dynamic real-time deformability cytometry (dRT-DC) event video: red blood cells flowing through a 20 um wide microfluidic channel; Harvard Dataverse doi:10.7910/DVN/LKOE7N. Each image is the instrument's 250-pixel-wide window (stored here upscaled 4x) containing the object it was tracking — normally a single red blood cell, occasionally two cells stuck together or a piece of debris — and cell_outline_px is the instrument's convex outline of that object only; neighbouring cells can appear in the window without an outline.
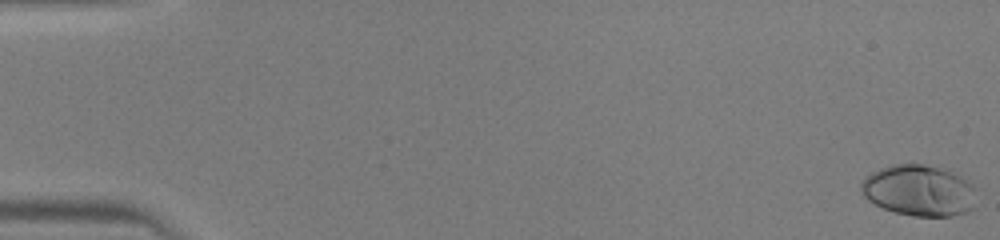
{"species": "human", "species_latin": "Homo sapiens", "temperature_condition": "warm", "stored_images_in_passage": 47, "camera_frame_rate_fps": 3000, "um_per_image_px": 0.085, "donor": {"sex": "male"}, "frame": {"image": 1, "passage_image": 1, "time_ms": 0.0, "image_size_px": [1000, 240], "cell_outline_px": [[972, 208], [968, 212], [952, 216], [916, 216], [896, 212], [884, 208], [868, 200], [864, 196], [860, 188], [860, 184], [864, 176], [880, 168], [896, 164], [924, 164], [948, 168], [968, 180], [972, 184]], "centroid_in_image_um": [78.09, 16.17], "position_along_channel_um": 6.9, "area_um2": 34.33}}
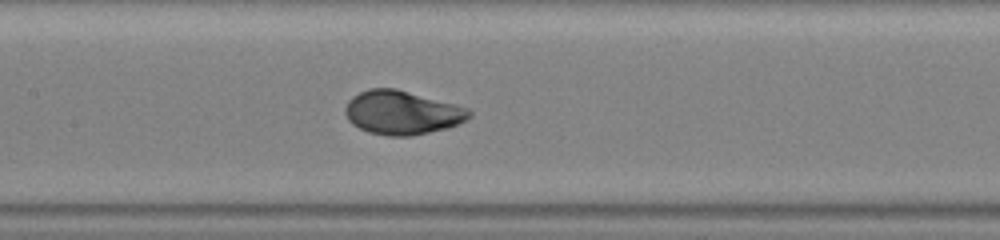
{"frame": {"image": 2, "passage_image": 24, "time_ms": 7.667, "image_size_px": [1000, 240], "cell_outline_px": [[472, 116], [448, 128], [412, 136], [388, 136], [368, 132], [352, 124], [348, 120], [344, 112], [344, 108], [348, 100], [352, 96], [368, 88], [396, 88], [468, 108], [472, 112]], "centroid_in_image_um": [34.14, 9.57], "position_along_channel_um": 173.3, "area_um2": 31.67}}
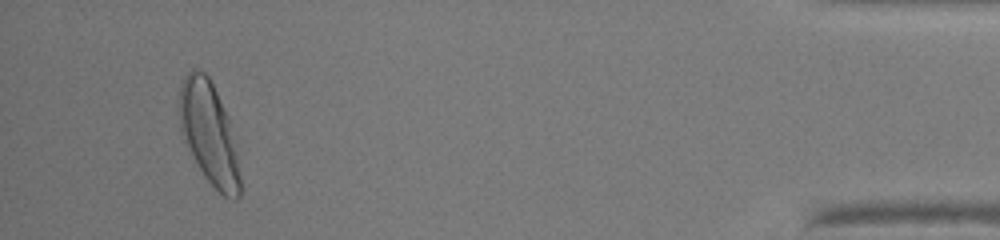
{"frame": {"image": 3, "passage_image": 45, "time_ms": 14.667, "image_size_px": [1000, 240], "cell_outline_px": [[240, 196], [236, 200], [232, 200], [224, 196], [204, 176], [184, 140], [180, 132], [176, 104], [180, 84], [184, 76], [192, 68], [196, 68], [204, 72], [208, 76], [228, 116], [236, 152], [240, 176]], "centroid_in_image_um": [17.71, 11.28], "position_along_channel_um": 417.5, "area_um2": 36.3}}